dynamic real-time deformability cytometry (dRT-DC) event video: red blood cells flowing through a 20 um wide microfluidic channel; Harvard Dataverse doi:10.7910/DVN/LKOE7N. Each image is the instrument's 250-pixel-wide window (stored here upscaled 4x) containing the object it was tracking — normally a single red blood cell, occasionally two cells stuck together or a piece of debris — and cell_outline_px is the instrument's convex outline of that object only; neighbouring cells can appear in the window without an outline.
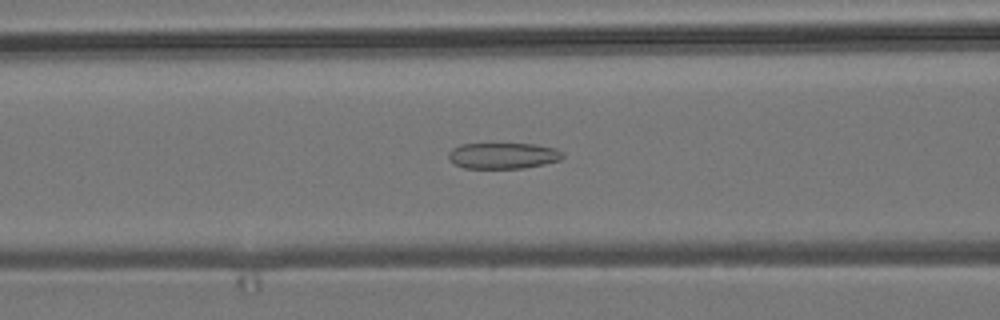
{"species": "common noctule bat (a hibernating species)", "species_latin": "Nyctalus noctula", "temperature_condition": "room temperature", "stored_images_in_passage": 54, "camera_frame_rate_fps": 3000, "um_per_image_px": 0.085, "animal": {"sex": "male", "body_mass_g": 19.2, "forearm_length_mm": 51.8}, "frame": {"image": 1, "passage_image": 22, "time_ms": 7.0, "image_size_px": [1000, 320], "cell_outline_px": [[564, 156], [560, 160], [544, 164], [524, 168], [464, 168], [456, 164], [448, 156], [448, 152], [452, 148], [460, 144], [536, 144], [556, 148], [564, 152]], "centroid_in_image_um": [42.8, 13.23], "position_along_channel_um": 123.8, "area_um2": 17.34}}
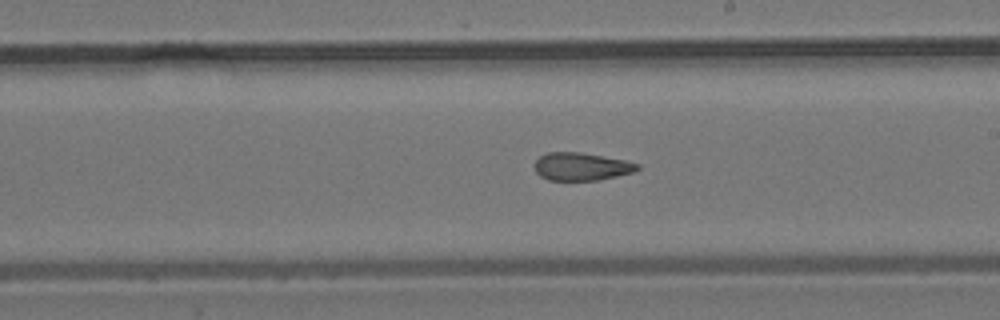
{"frame": {"image": 2, "passage_image": 31, "time_ms": 10.0, "image_size_px": [1000, 320], "cell_outline_px": [[640, 168], [632, 172], [600, 180], [548, 180], [540, 176], [536, 172], [536, 160], [540, 156], [548, 152], [580, 152], [624, 160], [640, 164]], "centroid_in_image_um": [49.42, 14.16], "position_along_channel_um": 239.6, "area_um2": 16.53}}
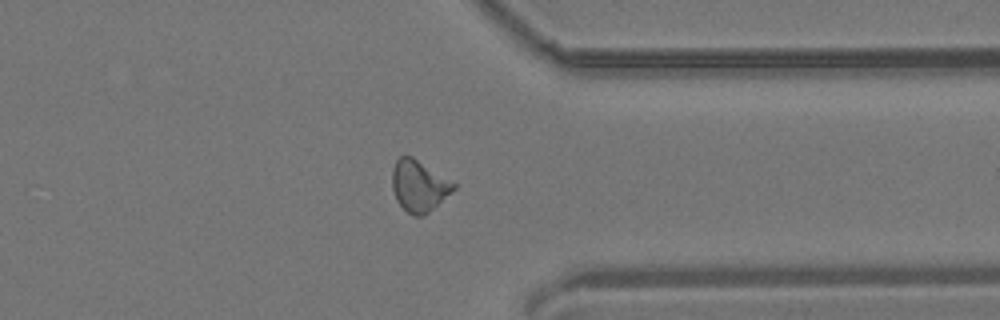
{"frame": {"image": 3, "passage_image": 42, "time_ms": 13.667, "image_size_px": [1000, 320], "cell_outline_px": [[456, 188], [452, 192], [424, 216], [416, 216], [408, 212], [396, 200], [392, 188], [392, 168], [396, 160], [400, 156], [412, 156], [456, 184]], "centroid_in_image_um": [35.59, 15.8], "position_along_channel_um": 375.8, "area_um2": 18.21}, "authors_computed_cell_mechanics": {"area_um2": 18.2937, "velocity_mm_per_s": 3.8585, "shape_relaxation_time_tau1_ms": null, "shape_relaxation_time_tau2_ms": 2.9372, "deformation_change_tau1": null, "deformation_change_tau2": 0.1025}}